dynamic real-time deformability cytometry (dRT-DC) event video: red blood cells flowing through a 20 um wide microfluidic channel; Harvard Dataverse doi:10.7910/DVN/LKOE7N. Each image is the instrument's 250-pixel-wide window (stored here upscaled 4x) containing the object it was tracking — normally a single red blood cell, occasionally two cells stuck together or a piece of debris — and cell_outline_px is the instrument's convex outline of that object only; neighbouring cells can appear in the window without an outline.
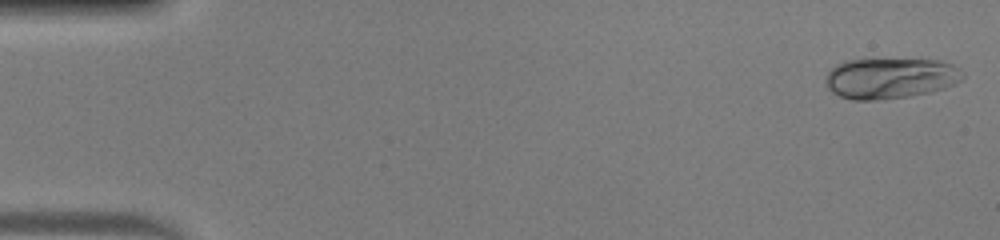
{"species": "human", "species_latin": "Homo sapiens", "temperature_condition": "warm", "stored_images_in_passage": 49, "camera_frame_rate_fps": 3000, "um_per_image_px": 0.085, "donor": {"sex": "male"}, "frame": {"image": 1, "passage_image": 1, "time_ms": 0.0, "image_size_px": [1000, 240], "cell_outline_px": [[964, 76], [956, 84], [932, 92], [908, 96], [876, 100], [852, 100], [840, 96], [832, 92], [828, 88], [824, 80], [828, 72], [836, 64], [844, 60], [940, 60], [952, 64], [960, 68], [964, 72]], "centroid_in_image_um": [75.68, 6.65], "position_along_channel_um": 9.3, "area_um2": 32.6}}
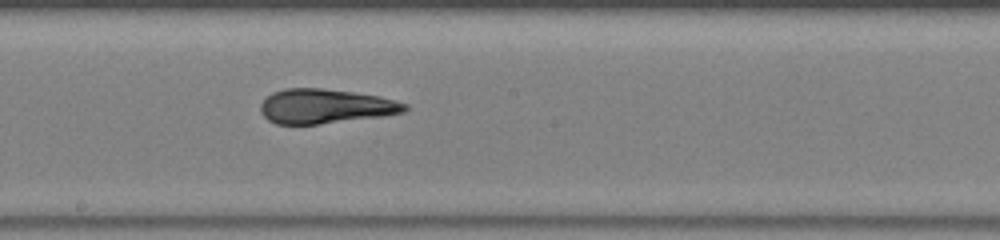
{"frame": {"image": 2, "passage_image": 27, "time_ms": 8.667, "image_size_px": [1000, 240], "cell_outline_px": [[408, 108], [404, 112], [384, 116], [320, 124], [276, 124], [268, 120], [260, 112], [260, 104], [272, 92], [284, 88], [324, 88], [380, 96], [408, 104]], "centroid_in_image_um": [27.65, 9.03], "position_along_channel_um": 220.5, "area_um2": 29.13}}
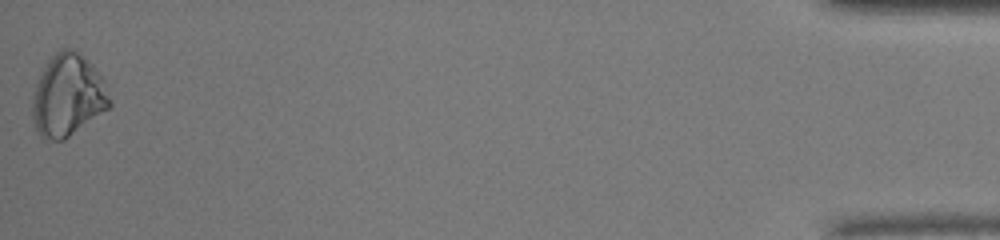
{"frame": {"image": 3, "passage_image": 49, "time_ms": 16.0, "image_size_px": [1000, 240], "cell_outline_px": [[112, 104], [108, 108], [64, 140], [52, 140], [40, 136], [36, 128], [32, 116], [32, 96], [36, 84], [48, 60], [60, 48], [72, 48], [88, 60], [104, 76], [112, 100]], "centroid_in_image_um": [5.8, 8.1], "position_along_channel_um": 429.4, "area_um2": 37.05}, "authors_computed_cell_mechanics": {"area_um2": 30.1138, "velocity_mm_per_s": 4.1562, "shape_relaxation_time_tau1_ms": 6.7095, "shape_relaxation_time_tau2_ms": 1.3311, "deformation_change_tau1": 0.2344, "deformation_change_tau2": 0.0311}}